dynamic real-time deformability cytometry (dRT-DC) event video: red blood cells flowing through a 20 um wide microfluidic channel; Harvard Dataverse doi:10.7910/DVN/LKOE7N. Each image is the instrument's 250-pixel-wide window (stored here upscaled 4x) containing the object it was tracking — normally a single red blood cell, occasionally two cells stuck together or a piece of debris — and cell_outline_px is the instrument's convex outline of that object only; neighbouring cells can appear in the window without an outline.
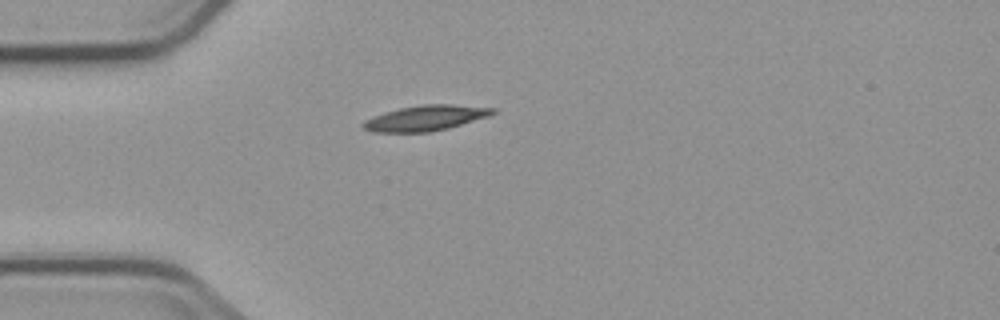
{"species": "common noctule bat (a hibernating species)", "species_latin": "Nyctalus noctula", "temperature_condition": "cold", "stored_images_in_passage": 5, "camera_frame_rate_fps": 3000, "um_per_image_px": 0.085, "animal": {"sex": "male", "body_mass_g": 23.1, "forearm_length_mm": 52.7}, "frame": {"image": 1, "passage_image": 5, "time_ms": 4.667, "image_size_px": [1000, 320], "cell_outline_px": [[496, 112], [488, 116], [448, 128], [432, 132], [372, 132], [360, 128], [360, 124], [364, 120], [372, 116], [384, 112], [400, 108], [424, 104], [452, 104], [496, 108]], "centroid_in_image_um": [36.11, 10.04], "position_along_channel_um": 48.9, "area_um2": 19.31}}